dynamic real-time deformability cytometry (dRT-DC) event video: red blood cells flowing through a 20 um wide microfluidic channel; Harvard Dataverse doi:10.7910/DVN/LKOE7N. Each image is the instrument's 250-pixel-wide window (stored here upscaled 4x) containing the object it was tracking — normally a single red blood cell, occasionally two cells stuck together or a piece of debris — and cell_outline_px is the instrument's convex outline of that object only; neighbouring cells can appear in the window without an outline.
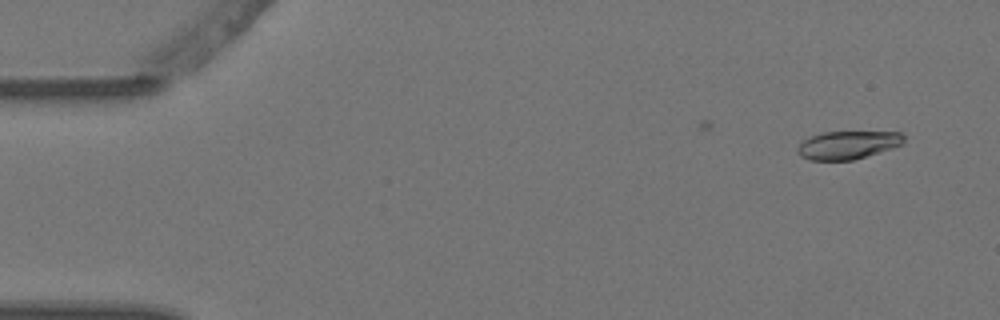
{"species": "Egyptian fruit bat (a non-hibernating species)", "species_latin": "Rousettus aegyptiacus", "temperature_condition": "warm", "stored_images_in_passage": 3, "camera_frame_rate_fps": 3000, "um_per_image_px": 0.085, "animal": {"sex": "female"}, "frame": {"image": 1, "passage_image": 1, "time_ms": 0.0, "image_size_px": [1000, 320], "cell_outline_px": [[904, 144], [880, 152], [852, 160], [808, 160], [800, 156], [796, 152], [796, 148], [808, 136], [824, 132], [900, 132], [904, 136]], "centroid_in_image_um": [72.04, 12.32], "position_along_channel_um": 13.0, "area_um2": 17.51}}